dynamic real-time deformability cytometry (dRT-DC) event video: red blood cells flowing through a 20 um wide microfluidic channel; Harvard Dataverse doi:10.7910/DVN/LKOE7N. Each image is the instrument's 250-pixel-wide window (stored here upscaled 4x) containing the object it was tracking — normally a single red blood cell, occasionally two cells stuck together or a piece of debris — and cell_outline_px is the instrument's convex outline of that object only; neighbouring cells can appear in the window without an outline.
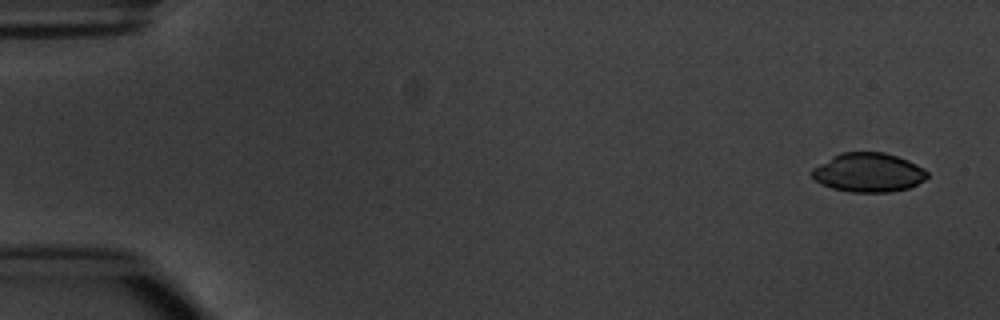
{"species": "common noctule bat (a hibernating species)", "species_latin": "Nyctalus noctula", "temperature_condition": "warm", "stored_images_in_passage": 4, "camera_frame_rate_fps": 3000, "um_per_image_px": 0.085, "animal": {"sex": "male", "body_mass_g": 20.1, "forearm_length_mm": 53.5}, "frame": {"image": 1, "passage_image": 1, "time_ms": 0.0, "image_size_px": [1000, 320], "cell_outline_px": [[928, 176], [924, 180], [908, 188], [892, 192], [852, 192], [832, 188], [820, 184], [812, 176], [812, 168], [832, 156], [840, 152], [884, 152], [908, 160], [924, 168], [928, 172]], "centroid_in_image_um": [73.81, 14.66], "position_along_channel_um": 11.2, "area_um2": 26.3}}